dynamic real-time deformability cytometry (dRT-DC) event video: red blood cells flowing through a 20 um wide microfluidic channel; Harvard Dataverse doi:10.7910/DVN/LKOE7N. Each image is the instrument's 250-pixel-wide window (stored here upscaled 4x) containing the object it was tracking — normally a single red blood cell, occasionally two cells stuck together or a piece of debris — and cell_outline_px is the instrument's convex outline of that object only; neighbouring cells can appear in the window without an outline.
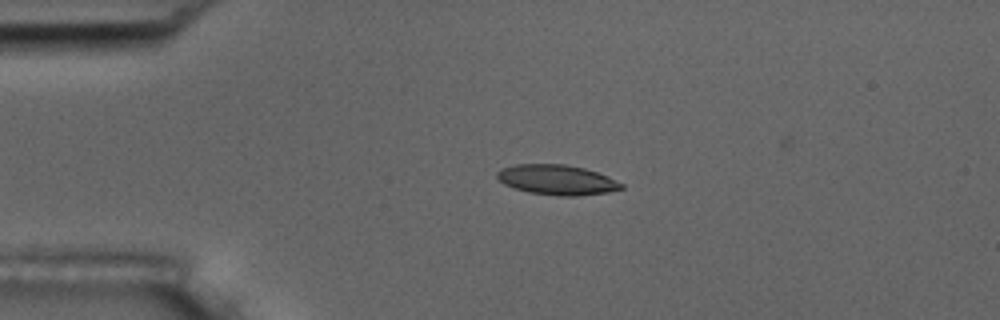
{"species": "common noctule bat (a hibernating species)", "species_latin": "Nyctalus noctula", "temperature_condition": "room temperature", "stored_images_in_passage": 5, "camera_frame_rate_fps": 3000, "um_per_image_px": 0.085, "animal": {"sex": "male", "body_mass_g": 17.5, "forearm_length_mm": 52.3}, "frame": {"image": 1, "passage_image": 4, "time_ms": 3.333, "image_size_px": [1000, 320], "cell_outline_px": [[624, 188], [608, 192], [580, 196], [560, 196], [528, 192], [504, 184], [496, 176], [496, 172], [504, 168], [516, 164], [564, 164], [584, 168], [608, 176], [624, 184]], "centroid_in_image_um": [47.37, 15.29], "position_along_channel_um": 37.6, "area_um2": 21.68}}